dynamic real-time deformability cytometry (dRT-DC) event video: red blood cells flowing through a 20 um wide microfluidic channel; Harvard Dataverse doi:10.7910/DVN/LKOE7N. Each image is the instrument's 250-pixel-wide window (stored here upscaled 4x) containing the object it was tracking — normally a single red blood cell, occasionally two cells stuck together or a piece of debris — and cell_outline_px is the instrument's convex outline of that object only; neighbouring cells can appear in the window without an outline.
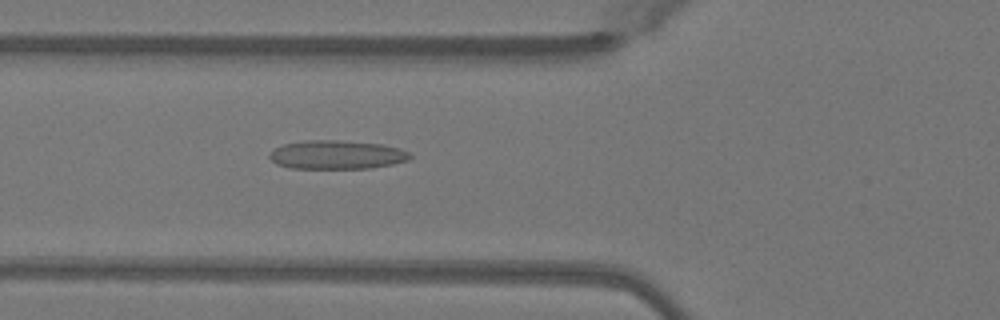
{"species": "Egyptian fruit bat (a non-hibernating species)", "species_latin": "Rousettus aegyptiacus", "temperature_condition": "warm", "stored_images_in_passage": 41, "camera_frame_rate_fps": 3000, "um_per_image_px": 0.085, "animal": {"sex": "female"}, "frame": {"image": 1, "passage_image": 10, "time_ms": 3.0, "image_size_px": [1000, 320], "cell_outline_px": [[412, 156], [408, 160], [392, 164], [372, 168], [288, 168], [276, 164], [268, 156], [276, 148], [284, 144], [304, 140], [340, 140], [380, 144], [400, 148], [408, 152]], "centroid_in_image_um": [28.62, 13.15], "position_along_channel_um": 97.2, "area_um2": 23.47}}
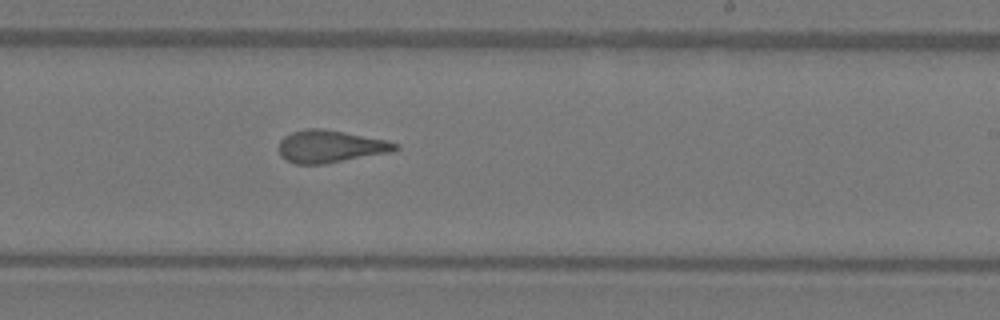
{"frame": {"image": 2, "passage_image": 22, "time_ms": 7.0, "image_size_px": [1000, 320], "cell_outline_px": [[400, 148], [392, 152], [324, 164], [296, 164], [280, 156], [280, 140], [284, 136], [292, 132], [308, 128], [320, 128], [344, 132], [388, 140], [400, 144]], "centroid_in_image_um": [28.12, 12.45], "position_along_channel_um": 260.9, "area_um2": 22.02}}
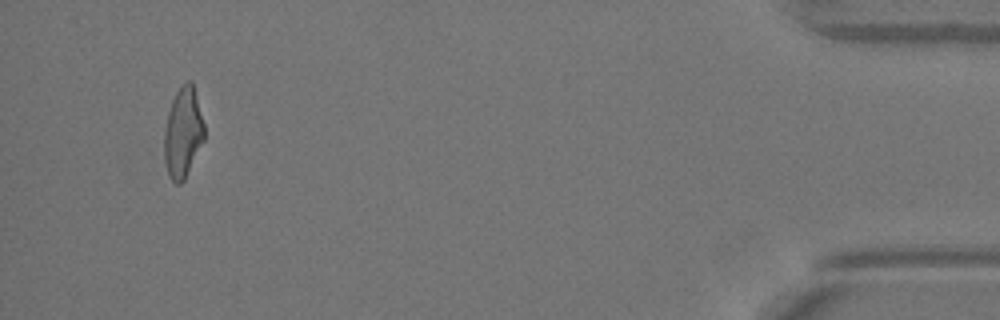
{"frame": {"image": 3, "passage_image": 39, "time_ms": 12.667, "image_size_px": [1000, 320], "cell_outline_px": [[204, 140], [184, 180], [180, 184], [176, 184], [168, 176], [164, 160], [164, 128], [168, 112], [172, 100], [176, 92], [188, 80], [192, 80], [204, 124]], "centroid_in_image_um": [15.54, 11.3], "position_along_channel_um": 419.7, "area_um2": 21.04}, "authors_computed_cell_mechanics": {"area_um2": 21.7906, "velocity_mm_per_s": 4.0873, "shape_relaxation_time_tau1_ms": null, "shape_relaxation_time_tau2_ms": 1.749, "deformation_change_tau1": null, "deformation_change_tau2": 0.1135}}